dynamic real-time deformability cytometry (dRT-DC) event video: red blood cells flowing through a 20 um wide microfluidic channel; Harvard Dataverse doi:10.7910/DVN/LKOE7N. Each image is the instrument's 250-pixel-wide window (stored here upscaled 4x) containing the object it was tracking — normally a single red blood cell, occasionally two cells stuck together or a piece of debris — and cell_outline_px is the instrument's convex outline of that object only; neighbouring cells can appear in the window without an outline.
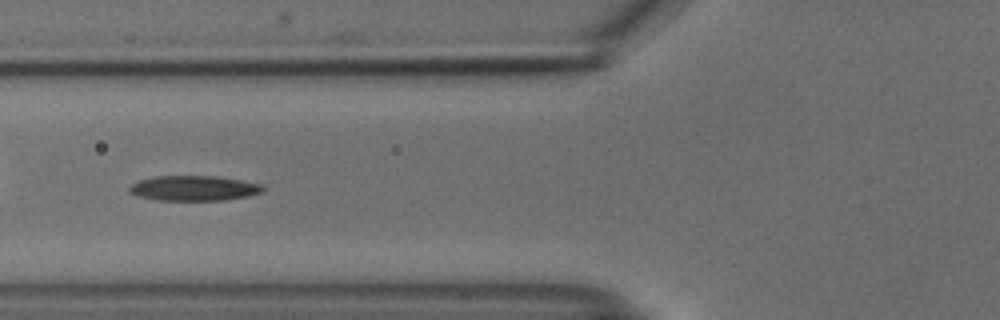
{"species": "common noctule bat (a hibernating species)", "species_latin": "Nyctalus noctula", "temperature_condition": "cold", "stored_images_in_passage": 37, "camera_frame_rate_fps": 3000, "um_per_image_px": 0.085, "animal": {"sex": "male", "body_mass_g": 18.8}, "frame": {"image": 1, "passage_image": 6, "time_ms": 1.667, "image_size_px": [1000, 320], "cell_outline_px": [[264, 192], [248, 196], [224, 200], [156, 200], [136, 196], [128, 192], [128, 188], [132, 184], [140, 180], [152, 176], [216, 176], [264, 184]], "centroid_in_image_um": [16.48, 16.0], "position_along_channel_um": 109.3, "area_um2": 19.71}, "authors_computed_cell_mechanics": {"area_um2": 19.2474, "velocity_mm_per_s": 3.7457, "shape_relaxation_time_tau1_ms": 8.4848, "shape_relaxation_time_tau2_ms": null, "deformation_change_tau1": 0.1932, "deformation_change_tau2": null}}